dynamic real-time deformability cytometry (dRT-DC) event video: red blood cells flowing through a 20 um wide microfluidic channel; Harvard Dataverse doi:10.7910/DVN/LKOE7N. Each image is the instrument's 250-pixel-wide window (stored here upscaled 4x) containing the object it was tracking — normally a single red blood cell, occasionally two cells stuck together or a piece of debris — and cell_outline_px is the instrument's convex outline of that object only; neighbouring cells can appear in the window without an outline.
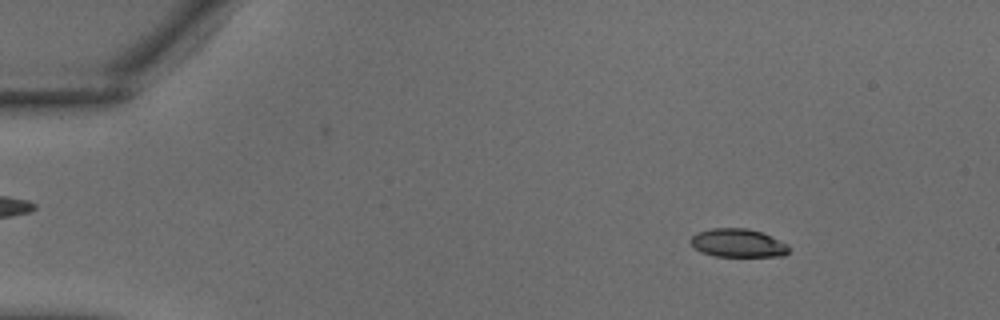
{"species": "common noctule bat (a hibernating species)", "species_latin": "Nyctalus noctula", "temperature_condition": "warm", "stored_images_in_passage": 16, "camera_frame_rate_fps": 3000, "um_per_image_px": 0.085, "animal": {"sex": "male", "body_mass_g": 18.8}, "frame": {"image": 1, "passage_image": 5, "time_ms": 1.333, "image_size_px": [1000, 320], "cell_outline_px": [[788, 252], [784, 256], [716, 256], [700, 252], [688, 240], [696, 232], [712, 228], [748, 228], [772, 236], [788, 244]], "centroid_in_image_um": [62.71, 20.65], "position_along_channel_um": 22.3, "area_um2": 16.3}}
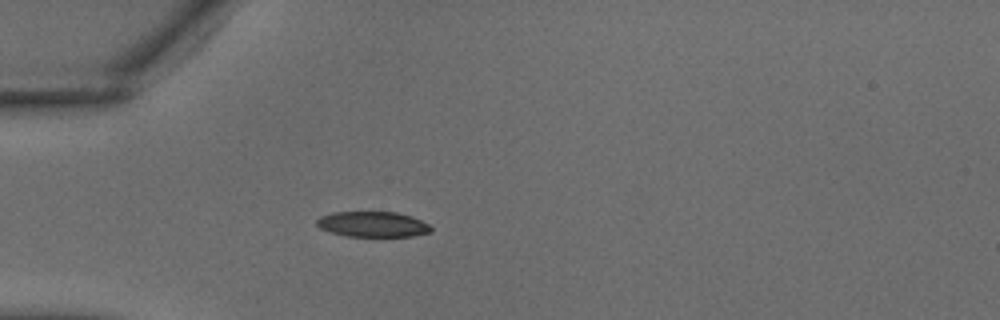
{"frame": {"image": 2, "passage_image": 11, "time_ms": 3.333, "image_size_px": [1000, 320], "cell_outline_px": [[432, 232], [412, 236], [348, 236], [332, 232], [320, 228], [316, 224], [316, 220], [320, 216], [332, 212], [396, 212], [412, 216], [428, 224], [432, 228]], "centroid_in_image_um": [31.69, 19.05], "position_along_channel_um": 53.3, "area_um2": 16.88}}
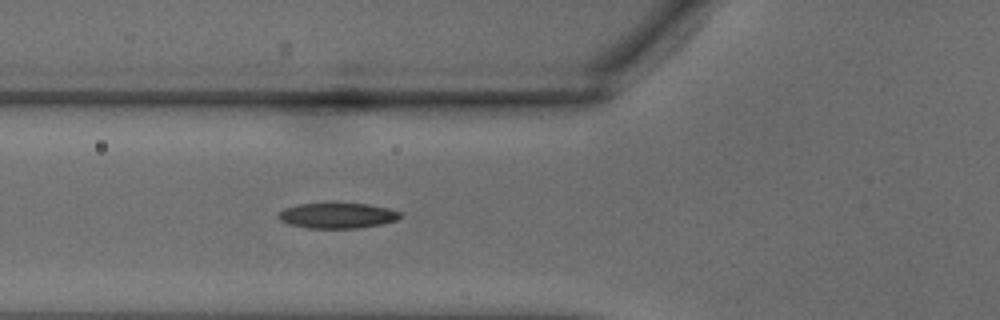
{"frame": {"image": 3, "passage_image": 14, "time_ms": 4.333, "image_size_px": [1000, 320], "cell_outline_px": [[404, 216], [396, 220], [380, 224], [356, 228], [304, 228], [288, 224], [280, 220], [276, 216], [284, 208], [296, 204], [368, 204], [388, 208], [400, 212]], "centroid_in_image_um": [28.65, 18.33], "position_along_channel_um": 97.1, "area_um2": 17.98}}